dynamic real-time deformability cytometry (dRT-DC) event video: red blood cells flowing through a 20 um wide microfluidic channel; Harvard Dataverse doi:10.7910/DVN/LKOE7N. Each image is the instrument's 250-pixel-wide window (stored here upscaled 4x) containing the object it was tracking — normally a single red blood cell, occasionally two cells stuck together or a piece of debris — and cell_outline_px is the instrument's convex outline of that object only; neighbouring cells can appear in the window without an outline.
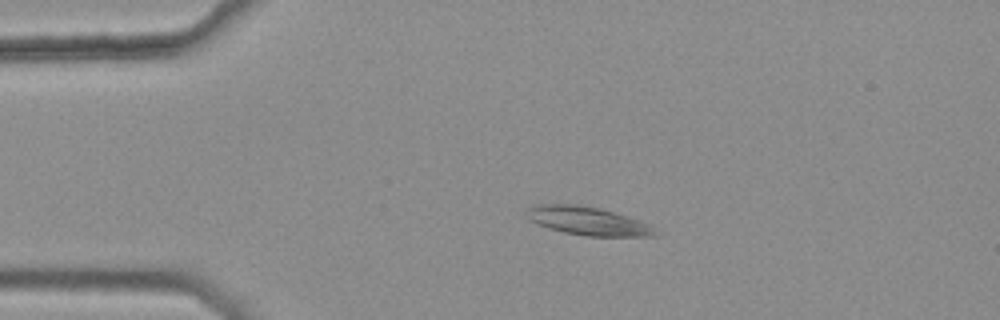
{"species": "common noctule bat (a hibernating species)", "species_latin": "Nyctalus noctula", "temperature_condition": "warm", "stored_images_in_passage": 42, "camera_frame_rate_fps": 3000, "um_per_image_px": 0.085, "animal": {"sex": "female", "body_mass_g": 25.1}, "frame": {"image": 1, "passage_image": 8, "time_ms": 2.333, "image_size_px": [1000, 320], "cell_outline_px": [[660, 236], [588, 236], [564, 232], [548, 228], [536, 224], [528, 220], [528, 208], [536, 204], [576, 204], [600, 208], [648, 224]], "centroid_in_image_um": [49.9, 18.78], "position_along_channel_um": 35.1, "area_um2": 20.92}}
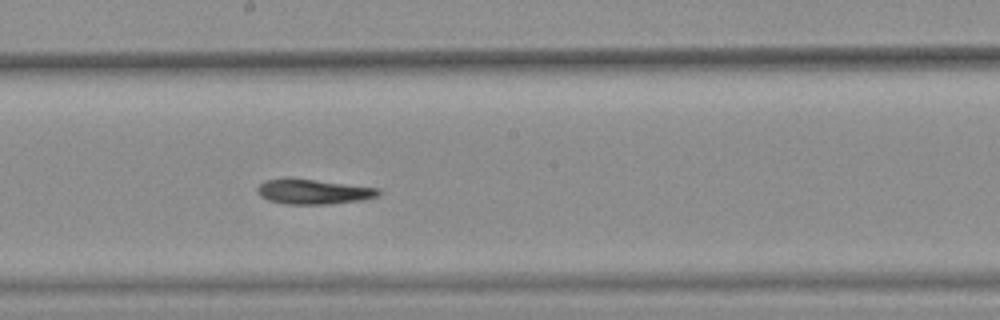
{"frame": {"image": 2, "passage_image": 26, "time_ms": 8.333, "image_size_px": [1000, 320], "cell_outline_px": [[380, 196], [364, 200], [328, 204], [284, 204], [268, 200], [260, 196], [256, 192], [256, 188], [260, 184], [268, 180], [316, 180], [380, 188]], "centroid_in_image_um": [26.7, 16.32], "position_along_channel_um": 221.5, "area_um2": 17.28}}
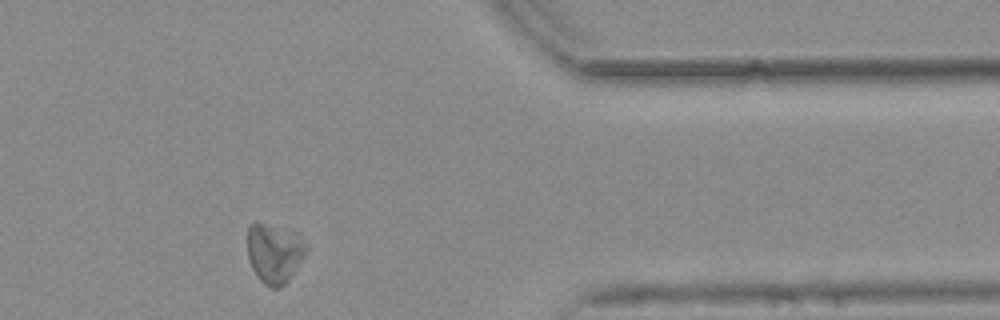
{"frame": {"image": 3, "passage_image": 41, "time_ms": 13.333, "image_size_px": [1000, 320], "cell_outline_px": [[308, 248], [288, 280], [280, 288], [272, 288], [264, 284], [260, 280], [252, 268], [248, 256], [248, 224], [256, 220], [292, 232]], "centroid_in_image_um": [23.25, 21.51], "position_along_channel_um": 388.1, "area_um2": 19.94}, "authors_computed_cell_mechanics": {"area_um2": 18.496, "velocity_mm_per_s": 3.7263, "shape_relaxation_time_tau1_ms": 3.5546, "shape_relaxation_time_tau2_ms": null, "deformation_change_tau1": 0.1149, "deformation_change_tau2": null}}